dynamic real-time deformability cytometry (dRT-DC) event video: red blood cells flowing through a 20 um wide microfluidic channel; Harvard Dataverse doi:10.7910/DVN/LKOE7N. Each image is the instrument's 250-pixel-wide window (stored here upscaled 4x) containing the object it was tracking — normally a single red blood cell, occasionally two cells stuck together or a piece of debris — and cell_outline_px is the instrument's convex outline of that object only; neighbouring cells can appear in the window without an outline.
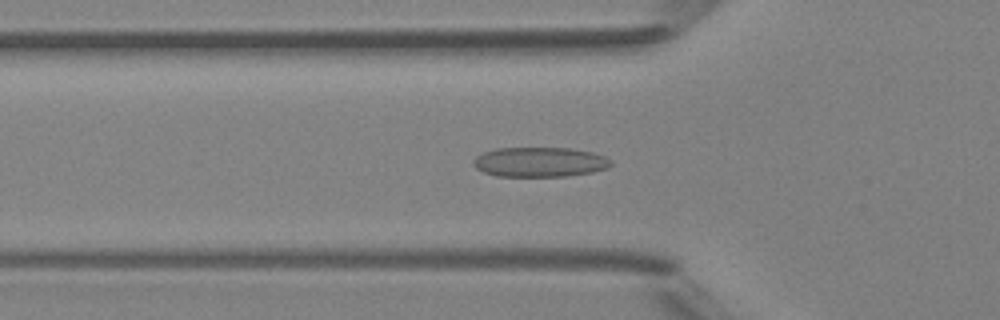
{"species": "Egyptian fruit bat (a non-hibernating species)", "species_latin": "Rousettus aegyptiacus", "temperature_condition": "room temperature", "stored_images_in_passage": 49, "camera_frame_rate_fps": 3000, "um_per_image_px": 0.085, "animal": {"sex": "female"}, "frame": {"image": 1, "passage_image": 17, "time_ms": 5.333, "image_size_px": [1000, 320], "cell_outline_px": [[612, 164], [608, 168], [592, 172], [564, 176], [496, 176], [484, 172], [476, 168], [472, 164], [472, 160], [476, 156], [484, 152], [496, 148], [572, 148], [592, 152], [604, 156], [612, 160]], "centroid_in_image_um": [45.87, 13.77], "position_along_channel_um": 79.9, "area_um2": 23.93}}
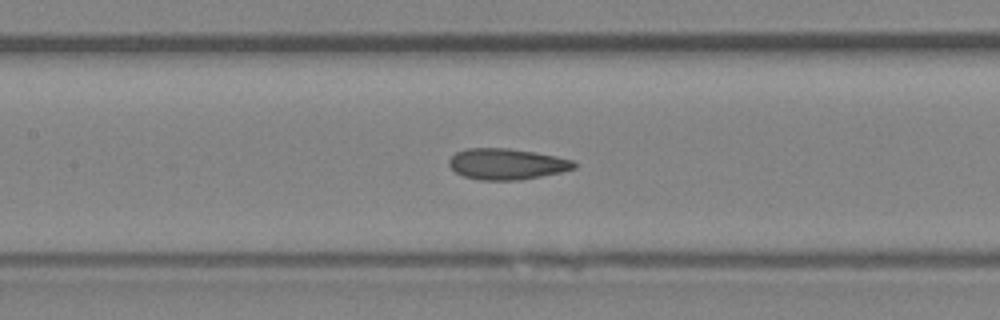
{"frame": {"image": 2, "passage_image": 23, "time_ms": 7.333, "image_size_px": [1000, 320], "cell_outline_px": [[576, 168], [560, 172], [540, 176], [516, 180], [480, 180], [464, 176], [456, 172], [448, 164], [448, 160], [456, 152], [468, 148], [508, 148], [536, 152], [556, 156], [572, 160], [576, 164]], "centroid_in_image_um": [43.06, 13.93], "position_along_channel_um": 164.3, "area_um2": 22.48}}
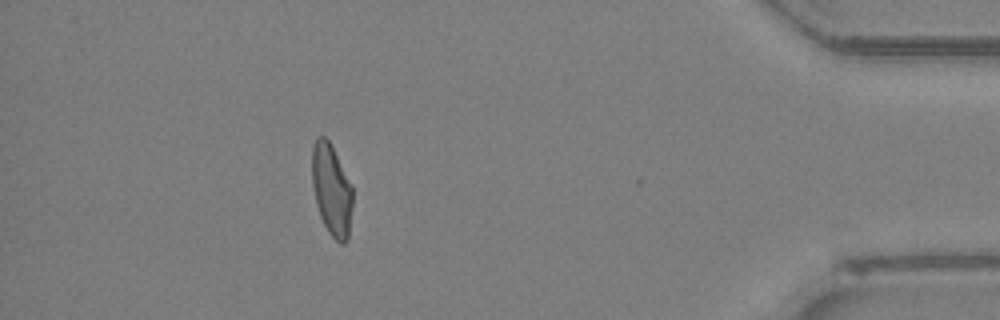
{"frame": {"image": 3, "passage_image": 44, "time_ms": 14.333, "image_size_px": [1000, 320], "cell_outline_px": [[352, 204], [348, 240], [344, 244], [340, 244], [328, 232], [320, 216], [316, 204], [312, 184], [312, 148], [316, 136], [324, 136], [328, 140], [352, 184]], "centroid_in_image_um": [28.18, 16.15], "position_along_channel_um": 407.0, "area_um2": 21.68}, "authors_computed_cell_mechanics": {"area_um2": 22.4842, "velocity_mm_per_s": 4.2225, "shape_relaxation_time_tau1_ms": null, "shape_relaxation_time_tau2_ms": 1.6628, "deformation_change_tau1": null, "deformation_change_tau2": 0.0921}}